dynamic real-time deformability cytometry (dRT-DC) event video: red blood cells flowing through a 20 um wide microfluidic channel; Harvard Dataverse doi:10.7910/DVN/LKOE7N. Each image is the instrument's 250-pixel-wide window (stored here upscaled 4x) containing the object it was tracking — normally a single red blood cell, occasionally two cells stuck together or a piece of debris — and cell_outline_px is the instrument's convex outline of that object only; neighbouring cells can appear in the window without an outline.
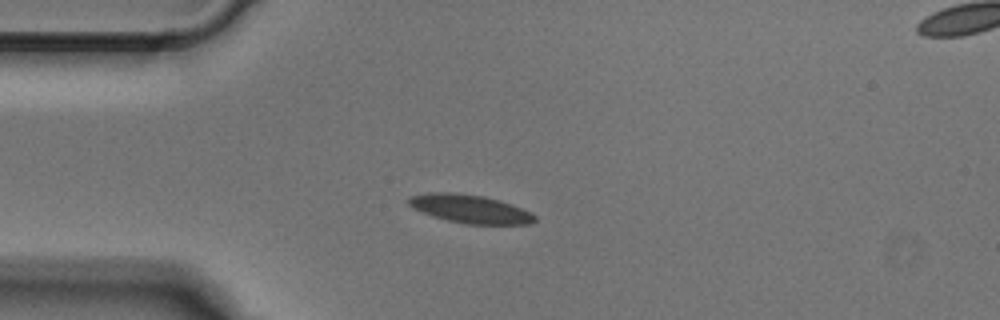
{"species": "Egyptian fruit bat (a non-hibernating species)", "species_latin": "Rousettus aegyptiacus", "temperature_condition": "cold", "stored_images_in_passage": 40, "segment_of_instrument_passage": [1, 2], "camera_frame_rate_fps": 3000, "um_per_image_px": 0.085, "animal": {"sex": "male"}, "frame": {"image": 1, "passage_image": 1, "time_ms": 0.0, "image_size_px": [1000, 320], "cell_outline_px": [[536, 220], [532, 224], [464, 224], [432, 216], [412, 208], [408, 204], [408, 196], [428, 192], [452, 192], [484, 196], [500, 200], [512, 204], [532, 212], [536, 216]], "centroid_in_image_um": [39.96, 17.75], "position_along_channel_um": 45.0, "area_um2": 21.1}}
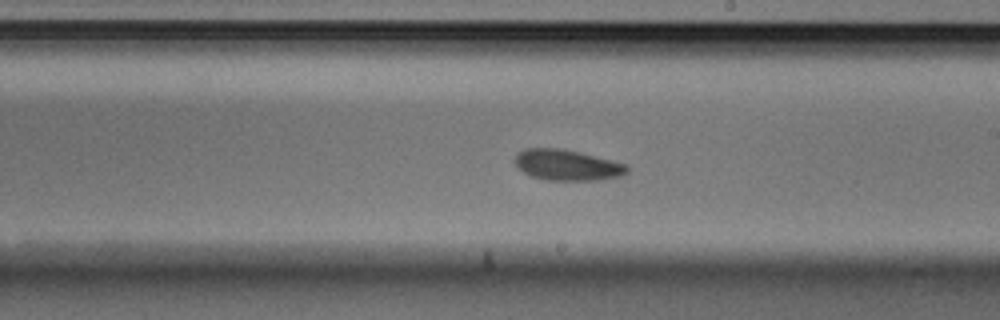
{"frame": {"image": 2, "passage_image": 17, "time_ms": 5.333, "image_size_px": [1000, 320], "cell_outline_px": [[628, 172], [620, 176], [596, 180], [548, 180], [532, 176], [524, 172], [512, 160], [516, 152], [524, 148], [564, 148], [628, 164]], "centroid_in_image_um": [48.18, 14.01], "position_along_channel_um": 240.8, "area_um2": 20.29}}
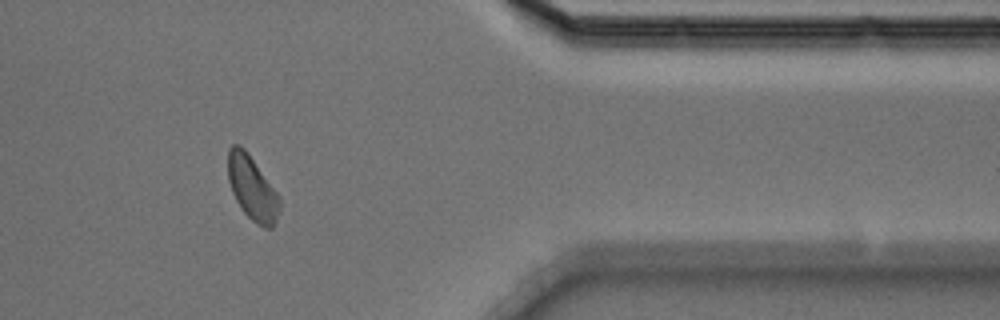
{"frame": {"image": 3, "passage_image": 30, "time_ms": 9.667, "image_size_px": [1000, 320], "cell_outline_px": [[280, 212], [272, 228], [264, 228], [256, 224], [244, 212], [236, 200], [232, 192], [228, 180], [228, 148], [232, 144], [240, 144], [248, 152], [280, 196]], "centroid_in_image_um": [21.44, 15.98], "position_along_channel_um": 390.0, "area_um2": 19.48}}